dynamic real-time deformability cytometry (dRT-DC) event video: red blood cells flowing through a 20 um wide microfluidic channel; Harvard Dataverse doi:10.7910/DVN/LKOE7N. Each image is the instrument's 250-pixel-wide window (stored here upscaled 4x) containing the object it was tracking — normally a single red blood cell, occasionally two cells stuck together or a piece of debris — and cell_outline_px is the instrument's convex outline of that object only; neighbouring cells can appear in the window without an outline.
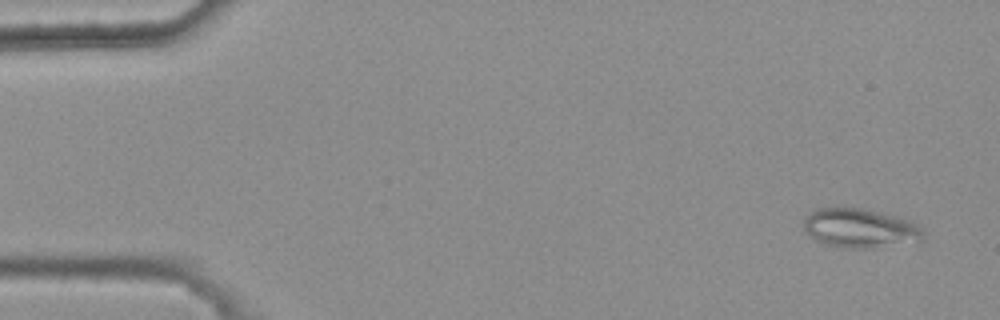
{"species": "common noctule bat (a hibernating species)", "species_latin": "Nyctalus noctula", "temperature_condition": "warm", "stored_images_in_passage": 6, "camera_frame_rate_fps": 3000, "um_per_image_px": 0.085, "animal": {"sex": "female", "body_mass_g": 25.1}, "frame": {"image": 1, "passage_image": 1, "time_ms": 0.0, "image_size_px": [1000, 320], "cell_outline_px": [[924, 240], [872, 248], [844, 248], [824, 244], [808, 236], [804, 232], [804, 220], [808, 212], [816, 208], [864, 208], [896, 216], [908, 220], [916, 224], [924, 232]], "centroid_in_image_um": [73.06, 19.4], "position_along_channel_um": 11.9, "area_um2": 27.46}}